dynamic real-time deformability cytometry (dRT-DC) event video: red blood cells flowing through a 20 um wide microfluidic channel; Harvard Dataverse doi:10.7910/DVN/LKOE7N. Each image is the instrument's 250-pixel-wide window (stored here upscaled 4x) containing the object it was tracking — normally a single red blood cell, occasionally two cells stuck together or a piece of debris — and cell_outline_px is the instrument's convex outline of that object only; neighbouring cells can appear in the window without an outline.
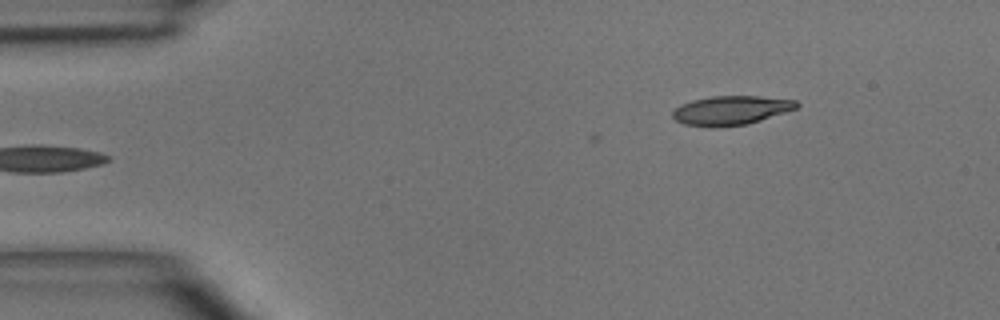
{"species": "common noctule bat (a hibernating species)", "species_latin": "Nyctalus noctula", "temperature_condition": "room temperature", "stored_images_in_passage": 4, "segment_of_instrument_passage": [2, 2], "camera_frame_rate_fps": 3000, "um_per_image_px": 0.085, "animal": {"sex": "male", "body_mass_g": 15.6}, "frame": {"image": 1, "passage_image": 4, "time_ms": 3.333, "image_size_px": [1000, 320], "cell_outline_px": [[800, 104], [796, 108], [748, 124], [716, 128], [712, 128], [684, 124], [676, 120], [672, 116], [672, 112], [680, 104], [692, 100], [712, 96], [760, 96], [796, 100]], "centroid_in_image_um": [62.1, 9.38], "position_along_channel_um": 22.9, "area_um2": 21.1}}